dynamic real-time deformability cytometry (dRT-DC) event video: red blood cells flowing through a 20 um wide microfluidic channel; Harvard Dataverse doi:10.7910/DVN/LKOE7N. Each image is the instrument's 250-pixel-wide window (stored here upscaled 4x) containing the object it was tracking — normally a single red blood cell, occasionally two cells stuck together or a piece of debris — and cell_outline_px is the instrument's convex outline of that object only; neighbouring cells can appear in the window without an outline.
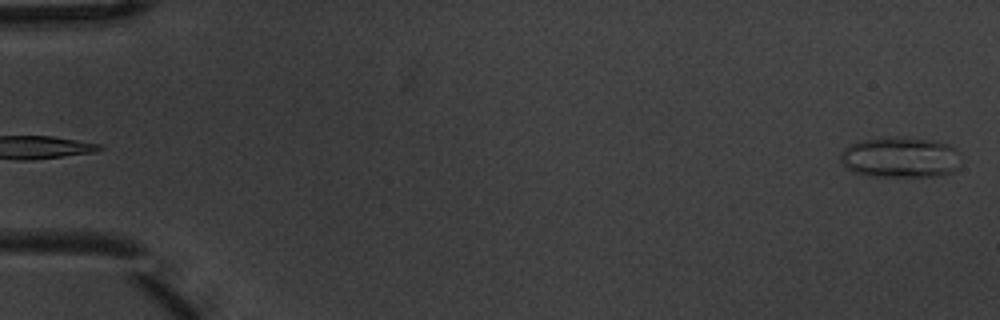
{"species": "common noctule bat (a hibernating species)", "species_latin": "Nyctalus noctula", "temperature_condition": "warm", "stored_images_in_passage": 5, "camera_frame_rate_fps": 3000, "um_per_image_px": 0.085, "animal": {"sex": "male", "body_mass_g": 20.1, "forearm_length_mm": 53.5}, "frame": {"image": 1, "passage_image": 5, "time_ms": 1.333, "image_size_px": [1000, 320], "cell_outline_px": [[960, 152], [956, 168], [952, 172], [936, 176], [876, 176], [856, 172], [848, 168], [840, 160], [840, 152], [848, 144], [864, 140], [896, 136], [904, 136], [936, 140], [948, 144], [956, 148]], "centroid_in_image_um": [76.54, 13.34], "position_along_channel_um": 8.5, "area_um2": 28.67}}